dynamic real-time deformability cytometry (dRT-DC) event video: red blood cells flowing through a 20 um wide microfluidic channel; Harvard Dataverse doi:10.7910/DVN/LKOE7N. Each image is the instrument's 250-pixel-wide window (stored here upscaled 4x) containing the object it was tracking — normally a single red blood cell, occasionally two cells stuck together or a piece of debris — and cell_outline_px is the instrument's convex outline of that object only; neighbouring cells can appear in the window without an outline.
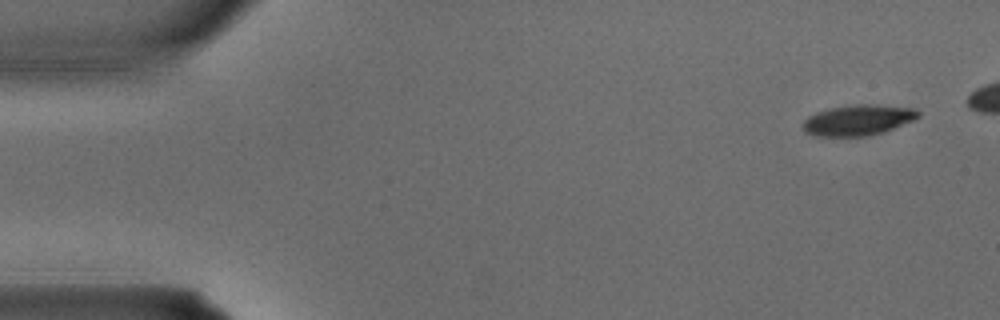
{"species": "common noctule bat (a hibernating species)", "species_latin": "Nyctalus noctula", "temperature_condition": "warm", "stored_images_in_passage": 4, "camera_frame_rate_fps": 3000, "um_per_image_px": 0.085, "animal": {"sex": "male", "body_mass_g": 15.6}, "frame": {"image": 1, "passage_image": 1, "time_ms": 0.0, "image_size_px": [1000, 320], "cell_outline_px": [[920, 116], [912, 120], [884, 132], [864, 136], [816, 136], [804, 132], [800, 128], [804, 120], [808, 116], [816, 112], [828, 108], [856, 104], [876, 104], [916, 108], [920, 112]], "centroid_in_image_um": [72.9, 10.2], "position_along_channel_um": 12.1, "area_um2": 20.81}}